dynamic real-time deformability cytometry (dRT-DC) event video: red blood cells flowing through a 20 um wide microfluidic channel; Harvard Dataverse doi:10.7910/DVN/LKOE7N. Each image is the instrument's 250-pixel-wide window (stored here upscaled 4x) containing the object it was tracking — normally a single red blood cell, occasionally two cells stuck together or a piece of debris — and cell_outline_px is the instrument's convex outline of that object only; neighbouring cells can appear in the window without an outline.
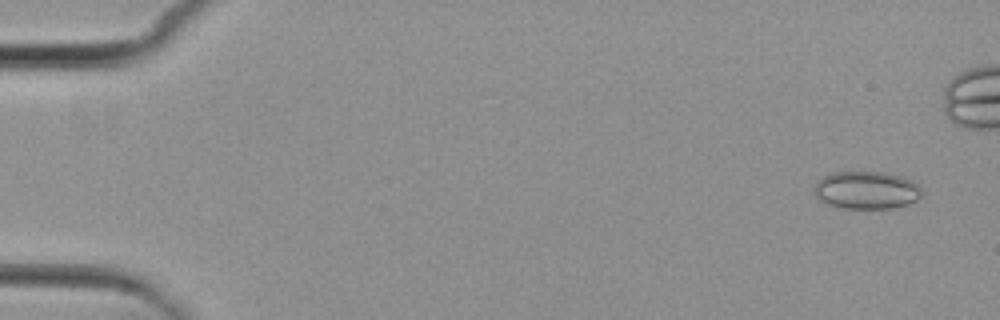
{"species": "common noctule bat (a hibernating species)", "species_latin": "Nyctalus noctula", "temperature_condition": "cold", "stored_images_in_passage": 6, "camera_frame_rate_fps": 3000, "um_per_image_px": 0.085, "animal": {"sex": "female", "body_mass_g": 29.2, "forearm_length_mm": 56.3}, "frame": {"image": 1, "passage_image": 1, "time_ms": 0.0, "image_size_px": [1000, 320], "cell_outline_px": [[920, 196], [916, 200], [908, 204], [892, 208], [840, 208], [828, 204], [820, 200], [816, 196], [816, 180], [832, 172], [888, 172], [912, 180], [920, 188]], "centroid_in_image_um": [73.64, 16.15], "position_along_channel_um": 11.4, "area_um2": 23.52}}